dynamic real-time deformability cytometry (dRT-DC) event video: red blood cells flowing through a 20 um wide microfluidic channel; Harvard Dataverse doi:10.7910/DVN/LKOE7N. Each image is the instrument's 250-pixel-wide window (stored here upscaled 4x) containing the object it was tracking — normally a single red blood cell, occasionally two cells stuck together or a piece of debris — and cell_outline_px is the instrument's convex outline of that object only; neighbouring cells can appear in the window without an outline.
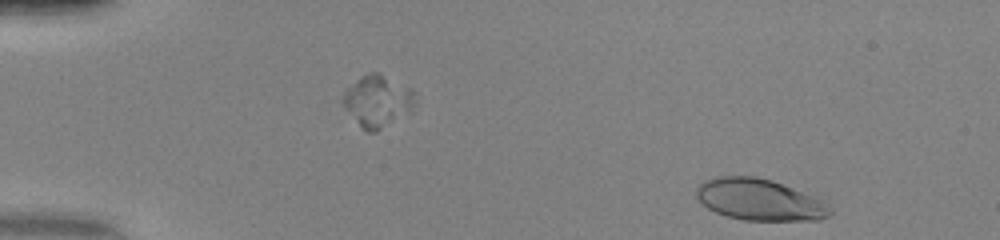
{"species": "human", "species_latin": "Homo sapiens", "temperature_condition": "warm", "stored_images_in_passage": 45, "camera_frame_rate_fps": 3000, "um_per_image_px": 0.085, "donor": {"sex": "female"}, "frame": {"image": 1, "passage_image": 1, "time_ms": 0.0, "image_size_px": [1000, 240], "cell_outline_px": [[832, 212], [828, 216], [820, 220], [744, 220], [728, 216], [716, 212], [708, 208], [696, 196], [696, 188], [704, 180], [716, 176], [756, 176], [772, 180], [812, 196], [820, 200], [832, 208]], "centroid_in_image_um": [64.54, 16.97], "position_along_channel_um": 20.5, "area_um2": 32.02}}
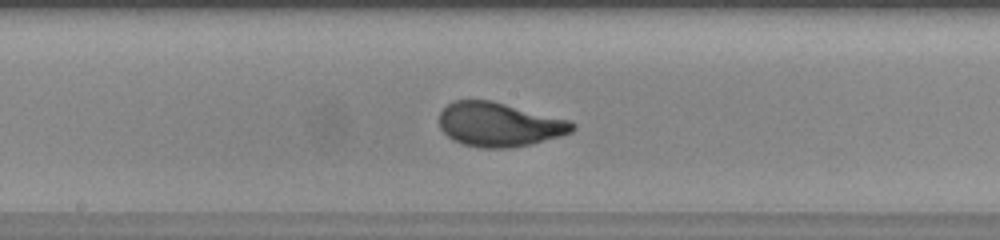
{"frame": {"image": 2, "passage_image": 23, "time_ms": 7.333, "image_size_px": [1000, 240], "cell_outline_px": [[576, 128], [572, 132], [560, 136], [532, 144], [508, 148], [480, 148], [464, 144], [452, 140], [440, 128], [440, 112], [452, 100], [492, 100], [572, 120], [576, 124]], "centroid_in_image_um": [42.47, 10.58], "position_along_channel_um": 205.7, "area_um2": 34.56}}
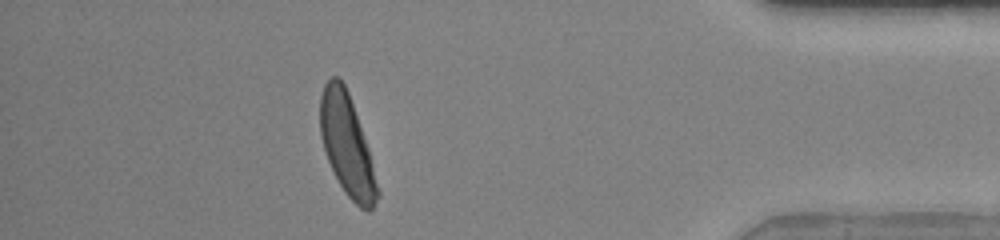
{"frame": {"image": 3, "passage_image": 40, "time_ms": 13.0, "image_size_px": [1000, 240], "cell_outline_px": [[380, 196], [372, 208], [368, 212], [360, 208], [344, 192], [328, 160], [320, 136], [320, 96], [324, 84], [332, 76], [340, 76], [348, 92], [368, 148], [380, 192]], "centroid_in_image_um": [29.49, 12.34], "position_along_channel_um": 405.7, "area_um2": 33.35}, "authors_computed_cell_mechanics": {"area_um2": 33.5818, "velocity_mm_per_s": 4.1904, "shape_relaxation_time_tau1_ms": 2.8008, "shape_relaxation_time_tau2_ms": null, "deformation_change_tau1": 0.1842, "deformation_change_tau2": null}}